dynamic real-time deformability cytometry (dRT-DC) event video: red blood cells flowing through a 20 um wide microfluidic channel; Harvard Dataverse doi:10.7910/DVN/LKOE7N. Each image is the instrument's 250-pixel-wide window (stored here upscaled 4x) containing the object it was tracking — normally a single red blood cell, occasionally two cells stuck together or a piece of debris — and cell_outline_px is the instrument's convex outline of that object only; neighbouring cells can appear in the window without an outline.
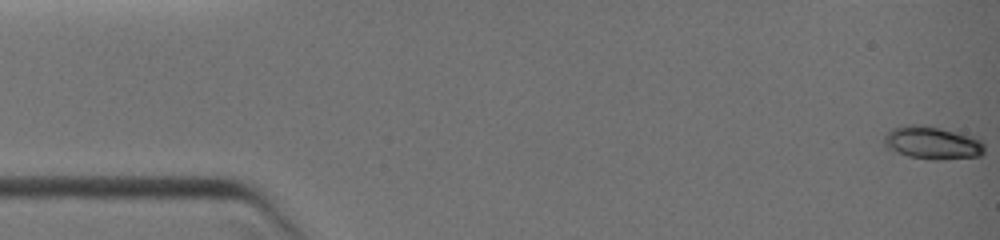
{"species": "common noctule bat (a hibernating species)", "species_latin": "Nyctalus noctula", "temperature_condition": "warm", "stored_images_in_passage": 6, "camera_frame_rate_fps": 3000, "um_per_image_px": 0.085, "animal": {"sex": "female", "body_mass_g": 19.0, "forearm_length_mm": 51.5}, "frame": {"image": 1, "passage_image": 1, "time_ms": 0.0, "image_size_px": [1000, 240], "cell_outline_px": [[984, 152], [980, 156], [944, 160], [936, 160], [908, 156], [884, 148], [884, 136], [892, 128], [904, 124], [920, 124], [940, 128], [968, 136], [980, 140], [984, 144]], "centroid_in_image_um": [79.19, 12.15], "position_along_channel_um": 5.8, "area_um2": 19.25}}